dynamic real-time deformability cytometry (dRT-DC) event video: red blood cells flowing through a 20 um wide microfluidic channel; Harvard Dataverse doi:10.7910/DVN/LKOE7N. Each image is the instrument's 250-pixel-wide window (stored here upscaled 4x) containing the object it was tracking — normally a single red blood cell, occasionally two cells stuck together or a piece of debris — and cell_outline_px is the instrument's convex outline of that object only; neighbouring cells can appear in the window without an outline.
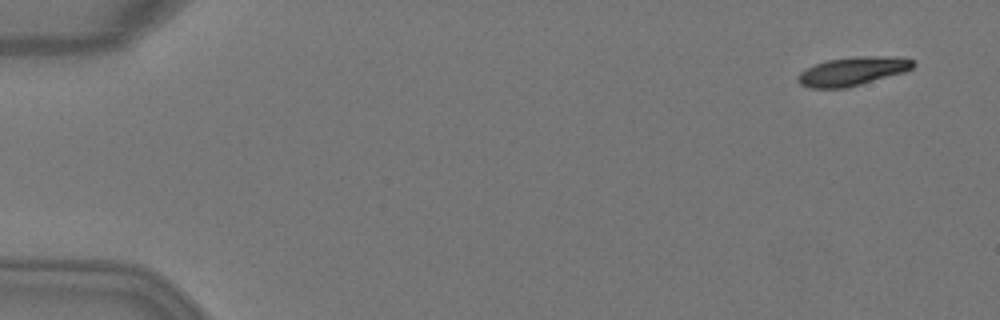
{"species": "Egyptian fruit bat (a non-hibernating species)", "species_latin": "Rousettus aegyptiacus", "temperature_condition": "warm", "stored_images_in_passage": 2, "camera_frame_rate_fps": 3000, "um_per_image_px": 0.085, "animal": {"sex": "female"}, "frame": {"image": 1, "passage_image": 1, "time_ms": 0.0, "image_size_px": [1000, 320], "cell_outline_px": [[916, 64], [912, 68], [904, 72], [848, 88], [808, 88], [800, 84], [796, 80], [796, 76], [800, 72], [816, 64], [828, 60], [856, 56], [896, 56], [916, 60]], "centroid_in_image_um": [72.49, 6.06], "position_along_channel_um": 12.5, "area_um2": 19.42}}